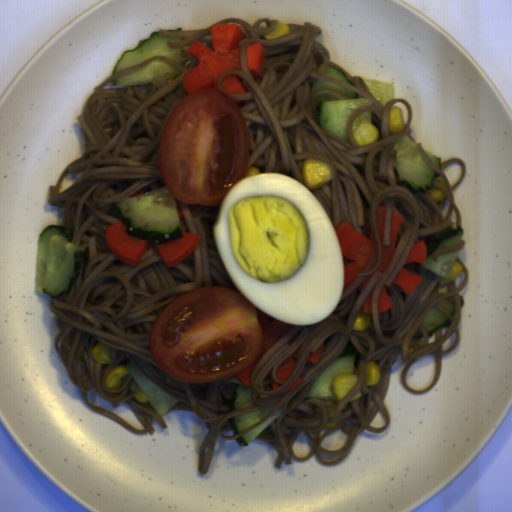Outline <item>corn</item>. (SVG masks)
Here are the masks:
<instances>
[{
	"label": "corn",
	"mask_w": 512,
	"mask_h": 512,
	"mask_svg": "<svg viewBox=\"0 0 512 512\" xmlns=\"http://www.w3.org/2000/svg\"><path fill=\"white\" fill-rule=\"evenodd\" d=\"M301 178L304 186L310 190L326 185L332 181L329 163L314 157L303 160Z\"/></svg>",
	"instance_id": "51d56268"
},
{
	"label": "corn",
	"mask_w": 512,
	"mask_h": 512,
	"mask_svg": "<svg viewBox=\"0 0 512 512\" xmlns=\"http://www.w3.org/2000/svg\"><path fill=\"white\" fill-rule=\"evenodd\" d=\"M361 374V361L357 364L353 373L348 375H338L332 381V393L337 401H341L349 394L359 382Z\"/></svg>",
	"instance_id": "f1292c28"
},
{
	"label": "corn",
	"mask_w": 512,
	"mask_h": 512,
	"mask_svg": "<svg viewBox=\"0 0 512 512\" xmlns=\"http://www.w3.org/2000/svg\"><path fill=\"white\" fill-rule=\"evenodd\" d=\"M356 146L364 147L371 143L377 142L379 137V130L375 125L365 120H361L355 125L352 131Z\"/></svg>",
	"instance_id": "5cfa1b94"
},
{
	"label": "corn",
	"mask_w": 512,
	"mask_h": 512,
	"mask_svg": "<svg viewBox=\"0 0 512 512\" xmlns=\"http://www.w3.org/2000/svg\"><path fill=\"white\" fill-rule=\"evenodd\" d=\"M129 373V370L125 365H117L106 376L104 380V388L107 390L119 389L120 385Z\"/></svg>",
	"instance_id": "cfcad685"
},
{
	"label": "corn",
	"mask_w": 512,
	"mask_h": 512,
	"mask_svg": "<svg viewBox=\"0 0 512 512\" xmlns=\"http://www.w3.org/2000/svg\"><path fill=\"white\" fill-rule=\"evenodd\" d=\"M406 127V122L404 118L403 111L397 105L392 106L388 113V132L389 134L398 133L401 130H404Z\"/></svg>",
	"instance_id": "2b8c4276"
},
{
	"label": "corn",
	"mask_w": 512,
	"mask_h": 512,
	"mask_svg": "<svg viewBox=\"0 0 512 512\" xmlns=\"http://www.w3.org/2000/svg\"><path fill=\"white\" fill-rule=\"evenodd\" d=\"M115 354L116 350L98 342L92 349L91 358L98 363L111 364L115 360Z\"/></svg>",
	"instance_id": "79e197a2"
},
{
	"label": "corn",
	"mask_w": 512,
	"mask_h": 512,
	"mask_svg": "<svg viewBox=\"0 0 512 512\" xmlns=\"http://www.w3.org/2000/svg\"><path fill=\"white\" fill-rule=\"evenodd\" d=\"M380 380V369L376 362H367L366 373L364 377V384L367 386H374Z\"/></svg>",
	"instance_id": "30e3d8cc"
},
{
	"label": "corn",
	"mask_w": 512,
	"mask_h": 512,
	"mask_svg": "<svg viewBox=\"0 0 512 512\" xmlns=\"http://www.w3.org/2000/svg\"><path fill=\"white\" fill-rule=\"evenodd\" d=\"M370 324L371 315L369 313H364L363 310H360L355 317L351 331H363L368 328Z\"/></svg>",
	"instance_id": "6a14855c"
},
{
	"label": "corn",
	"mask_w": 512,
	"mask_h": 512,
	"mask_svg": "<svg viewBox=\"0 0 512 512\" xmlns=\"http://www.w3.org/2000/svg\"><path fill=\"white\" fill-rule=\"evenodd\" d=\"M288 34H290V26L279 21L276 23L275 28L270 33L264 35V38L269 40Z\"/></svg>",
	"instance_id": "42891da5"
},
{
	"label": "corn",
	"mask_w": 512,
	"mask_h": 512,
	"mask_svg": "<svg viewBox=\"0 0 512 512\" xmlns=\"http://www.w3.org/2000/svg\"><path fill=\"white\" fill-rule=\"evenodd\" d=\"M463 272V265L460 264V262H455L452 266L451 273L448 278H442L440 279L439 284L447 285L452 280L458 278L459 274Z\"/></svg>",
	"instance_id": "a0e27810"
},
{
	"label": "corn",
	"mask_w": 512,
	"mask_h": 512,
	"mask_svg": "<svg viewBox=\"0 0 512 512\" xmlns=\"http://www.w3.org/2000/svg\"><path fill=\"white\" fill-rule=\"evenodd\" d=\"M428 194L430 198L434 201H440L446 198L445 192H443L441 189L437 188L436 186H432V189H428Z\"/></svg>",
	"instance_id": "3270194a"
},
{
	"label": "corn",
	"mask_w": 512,
	"mask_h": 512,
	"mask_svg": "<svg viewBox=\"0 0 512 512\" xmlns=\"http://www.w3.org/2000/svg\"><path fill=\"white\" fill-rule=\"evenodd\" d=\"M337 409V402L332 400V405L327 409V416L329 418H333L335 416V411Z\"/></svg>",
	"instance_id": "f22f9a43"
},
{
	"label": "corn",
	"mask_w": 512,
	"mask_h": 512,
	"mask_svg": "<svg viewBox=\"0 0 512 512\" xmlns=\"http://www.w3.org/2000/svg\"><path fill=\"white\" fill-rule=\"evenodd\" d=\"M135 399L138 401V402H141V403H148V400L144 394V392L141 391H138V393L134 396Z\"/></svg>",
	"instance_id": "93f2ace3"
},
{
	"label": "corn",
	"mask_w": 512,
	"mask_h": 512,
	"mask_svg": "<svg viewBox=\"0 0 512 512\" xmlns=\"http://www.w3.org/2000/svg\"><path fill=\"white\" fill-rule=\"evenodd\" d=\"M360 398H362V390H361V388H360V390H359V391H358V392H357V393H356V394L351 398V400H350V401H347L346 406H345L342 410H347V409H348V407H349V403H350V402H352V401H354V400H357V399H360Z\"/></svg>",
	"instance_id": "7d6b0189"
},
{
	"label": "corn",
	"mask_w": 512,
	"mask_h": 512,
	"mask_svg": "<svg viewBox=\"0 0 512 512\" xmlns=\"http://www.w3.org/2000/svg\"><path fill=\"white\" fill-rule=\"evenodd\" d=\"M258 173H260L258 167L252 166L248 168V170L245 173V176L248 177L249 175H257Z\"/></svg>",
	"instance_id": "e3d9049e"
},
{
	"label": "corn",
	"mask_w": 512,
	"mask_h": 512,
	"mask_svg": "<svg viewBox=\"0 0 512 512\" xmlns=\"http://www.w3.org/2000/svg\"><path fill=\"white\" fill-rule=\"evenodd\" d=\"M138 386H139L138 382L136 380L132 379L130 381L128 389H129L130 392L134 393V392H136Z\"/></svg>",
	"instance_id": "bf9fae09"
},
{
	"label": "corn",
	"mask_w": 512,
	"mask_h": 512,
	"mask_svg": "<svg viewBox=\"0 0 512 512\" xmlns=\"http://www.w3.org/2000/svg\"><path fill=\"white\" fill-rule=\"evenodd\" d=\"M339 422H333V423H329L327 424L326 427L330 428V429H334L335 427H337Z\"/></svg>",
	"instance_id": "c43d3cec"
},
{
	"label": "corn",
	"mask_w": 512,
	"mask_h": 512,
	"mask_svg": "<svg viewBox=\"0 0 512 512\" xmlns=\"http://www.w3.org/2000/svg\"><path fill=\"white\" fill-rule=\"evenodd\" d=\"M433 180H435V181H439V182H442V183H443V185H444V186H446V185H445V182H444V178H442V177L434 176Z\"/></svg>",
	"instance_id": "430e39e0"
},
{
	"label": "corn",
	"mask_w": 512,
	"mask_h": 512,
	"mask_svg": "<svg viewBox=\"0 0 512 512\" xmlns=\"http://www.w3.org/2000/svg\"><path fill=\"white\" fill-rule=\"evenodd\" d=\"M458 227V224H456V222L453 221V223L451 224V229H454V228H457Z\"/></svg>",
	"instance_id": "e20e735f"
},
{
	"label": "corn",
	"mask_w": 512,
	"mask_h": 512,
	"mask_svg": "<svg viewBox=\"0 0 512 512\" xmlns=\"http://www.w3.org/2000/svg\"><path fill=\"white\" fill-rule=\"evenodd\" d=\"M171 80H174V77H171V78H169V79H167V80H165V81H166V83L168 84V83H170V81H171Z\"/></svg>",
	"instance_id": "16eb650b"
}]
</instances>
